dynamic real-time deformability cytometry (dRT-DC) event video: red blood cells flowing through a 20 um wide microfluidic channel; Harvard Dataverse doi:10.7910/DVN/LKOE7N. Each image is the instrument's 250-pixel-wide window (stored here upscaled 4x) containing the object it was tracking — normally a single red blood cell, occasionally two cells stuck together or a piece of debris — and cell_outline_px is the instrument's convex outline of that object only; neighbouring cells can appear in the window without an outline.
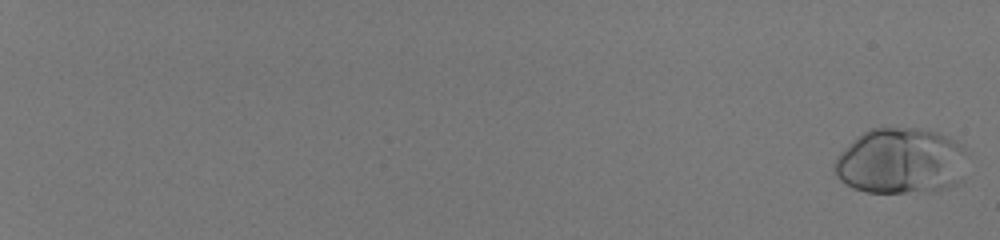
{"species": "human", "species_latin": "Homo sapiens", "temperature_condition": "room temperature", "stored_images_in_passage": 57, "camera_frame_rate_fps": 3000, "um_per_image_px": 0.085, "donor": {"sex": "male"}, "frame": {"image": 1, "passage_image": 1, "time_ms": 0.0, "image_size_px": [1000, 240], "cell_outline_px": [[964, 180], [948, 188], [904, 192], [868, 192], [852, 188], [840, 180], [836, 176], [832, 168], [832, 164], [836, 156], [848, 144], [864, 132], [872, 128], [916, 128], [936, 132], [948, 136], [960, 144], [964, 148]], "centroid_in_image_um": [76.54, 13.69], "position_along_channel_um": 8.5, "area_um2": 51.1}}
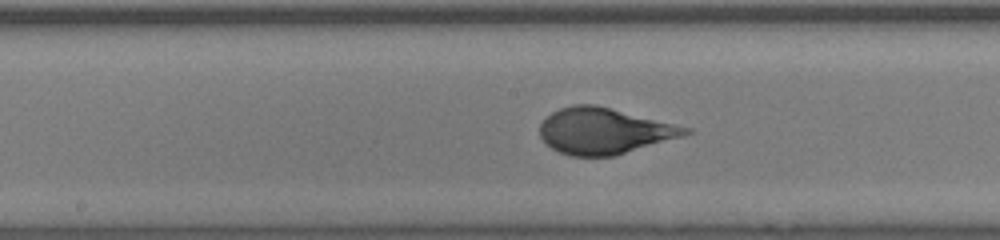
{"frame": {"image": 2, "passage_image": 36, "time_ms": 11.667, "image_size_px": [1000, 240], "cell_outline_px": [[692, 132], [680, 136], [616, 156], [572, 156], [560, 152], [544, 144], [540, 136], [540, 124], [552, 112], [560, 108], [572, 104], [596, 104], [692, 128]], "centroid_in_image_um": [51.32, 11.12], "position_along_channel_um": 196.9, "area_um2": 38.96}}
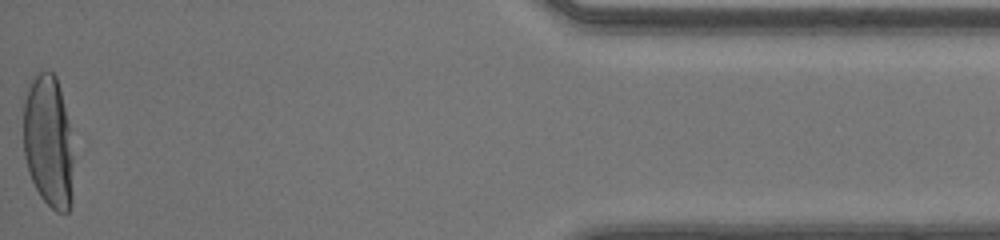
{"frame": {"image": 3, "passage_image": 57, "time_ms": 18.667, "image_size_px": [1000, 240], "cell_outline_px": [[72, 204], [68, 212], [56, 212], [40, 196], [32, 180], [24, 156], [24, 100], [28, 88], [32, 80], [40, 72], [52, 72], [56, 76], [60, 88], [68, 124], [72, 156]], "centroid_in_image_um": [4.11, 12.07], "position_along_channel_um": 431.1, "area_um2": 38.09}, "authors_computed_cell_mechanics": {"area_um2": 40.2866, "velocity_mm_per_s": 4.1222, "shape_relaxation_time_tau1_ms": 4.0751, "shape_relaxation_time_tau2_ms": null, "deformation_change_tau1": 0.22, "deformation_change_tau2": null}}